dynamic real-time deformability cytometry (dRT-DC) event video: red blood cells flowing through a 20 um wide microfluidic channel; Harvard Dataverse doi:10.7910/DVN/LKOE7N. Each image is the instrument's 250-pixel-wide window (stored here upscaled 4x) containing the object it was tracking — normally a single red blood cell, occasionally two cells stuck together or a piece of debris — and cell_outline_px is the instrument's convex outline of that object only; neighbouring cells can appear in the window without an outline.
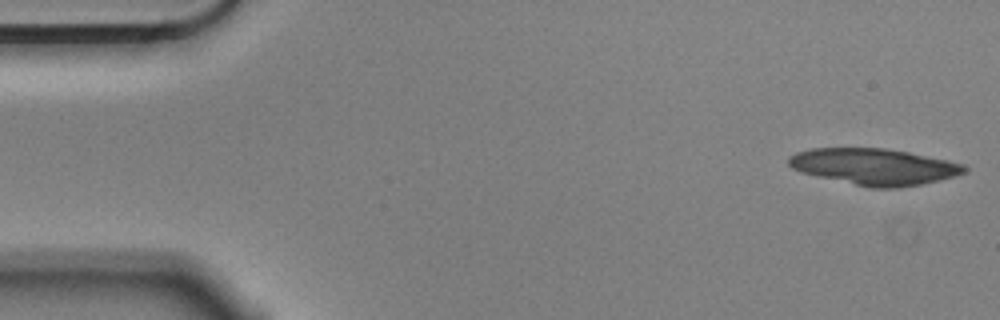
{"species": "Egyptian fruit bat (a non-hibernating species)", "species_latin": "Rousettus aegyptiacus", "temperature_condition": "cold", "stored_images_in_passage": 25, "camera_frame_rate_fps": 3000, "um_per_image_px": 0.085, "animal": {"sex": "male"}, "frame": {"image": 1, "passage_image": 1, "time_ms": 0.0, "image_size_px": [1000, 320], "cell_outline_px": [[968, 168], [964, 172], [956, 176], [940, 180], [920, 184], [896, 188], [872, 188], [800, 172], [792, 168], [788, 164], [788, 156], [796, 152], [812, 148], [884, 148], [908, 152], [948, 160], [964, 164]], "centroid_in_image_um": [74.31, 14.16], "position_along_channel_um": 10.7, "area_um2": 37.11}}
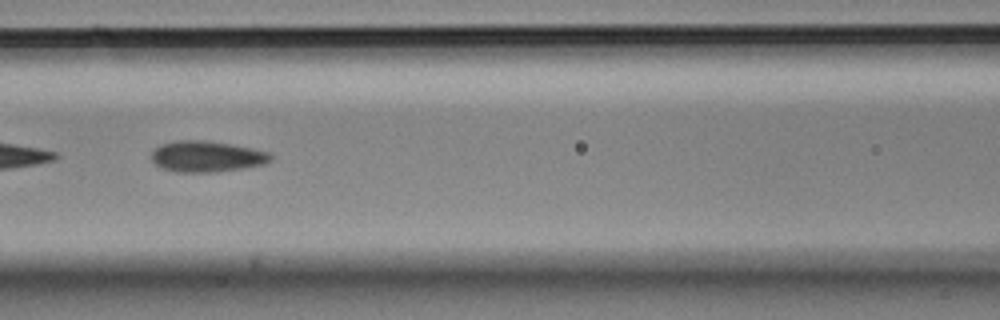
{"frame": {"image": 2, "passage_image": 23, "time_ms": 7.333, "image_size_px": [1000, 320], "cell_outline_px": [[272, 160], [264, 164], [244, 168], [216, 172], [176, 172], [160, 168], [152, 160], [152, 152], [160, 144], [176, 140], [204, 140], [252, 148], [268, 152], [272, 156]], "centroid_in_image_um": [17.55, 13.3], "position_along_channel_um": 149.0, "area_um2": 21.56}}